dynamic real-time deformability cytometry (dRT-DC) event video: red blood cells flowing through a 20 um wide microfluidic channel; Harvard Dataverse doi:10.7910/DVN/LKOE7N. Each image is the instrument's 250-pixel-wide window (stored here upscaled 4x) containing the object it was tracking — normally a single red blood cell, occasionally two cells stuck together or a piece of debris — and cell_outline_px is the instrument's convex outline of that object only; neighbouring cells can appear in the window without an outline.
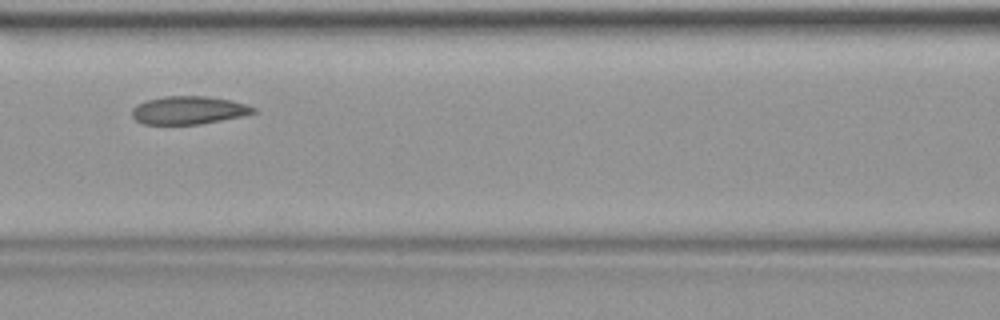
{"species": "common noctule bat (a hibernating species)", "species_latin": "Nyctalus noctula", "temperature_condition": "warm", "stored_images_in_passage": 3, "camera_frame_rate_fps": 3000, "um_per_image_px": 0.085, "animal": {"sex": "female", "body_mass_g": 19.9}, "frame": {"image": 1, "passage_image": 3, "time_ms": 0.667, "image_size_px": [1000, 320], "cell_outline_px": [[256, 112], [240, 116], [200, 124], [144, 124], [136, 120], [132, 116], [132, 108], [136, 104], [144, 100], [164, 96], [204, 96], [228, 100], [244, 104], [256, 108]], "centroid_in_image_um": [15.96, 9.36], "position_along_channel_um": 150.6, "area_um2": 19.65}}